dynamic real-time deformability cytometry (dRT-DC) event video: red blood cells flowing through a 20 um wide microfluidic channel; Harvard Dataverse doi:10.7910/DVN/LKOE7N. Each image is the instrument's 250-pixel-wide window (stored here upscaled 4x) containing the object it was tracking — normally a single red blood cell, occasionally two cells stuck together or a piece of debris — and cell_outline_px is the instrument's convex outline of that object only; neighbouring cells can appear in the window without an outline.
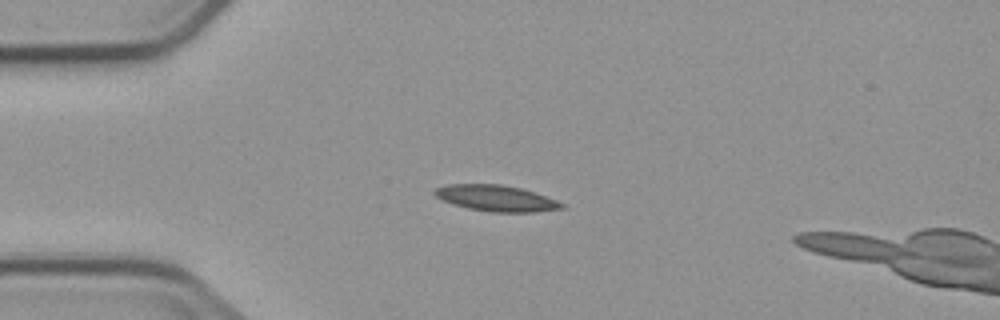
{"species": "common noctule bat (a hibernating species)", "species_latin": "Nyctalus noctula", "temperature_condition": "cold", "stored_images_in_passage": 7, "camera_frame_rate_fps": 3000, "um_per_image_px": 0.085, "animal": {"sex": "male", "body_mass_g": 23.1, "forearm_length_mm": 52.7}, "frame": {"image": 1, "passage_image": 2, "time_ms": 2.0, "image_size_px": [1000, 320], "cell_outline_px": [[564, 208], [532, 212], [492, 212], [468, 208], [452, 204], [436, 196], [432, 192], [436, 188], [448, 184], [500, 184], [520, 188], [536, 192], [556, 200], [564, 204]], "centroid_in_image_um": [42.17, 16.84], "position_along_channel_um": 42.8, "area_um2": 19.19}}
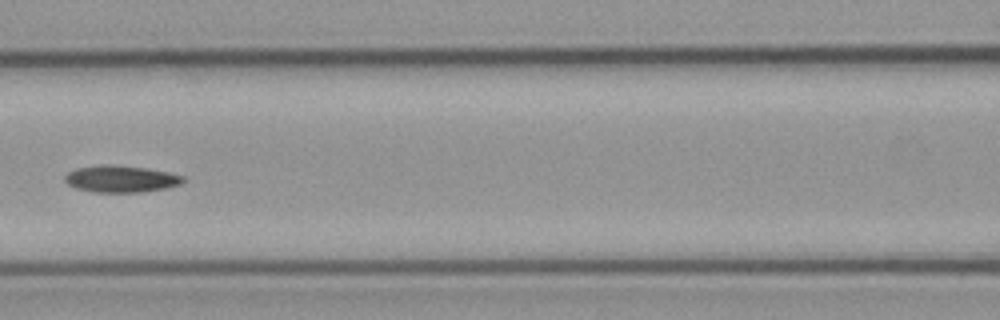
{"frame": {"image": 2, "passage_image": 5, "time_ms": 5.667, "image_size_px": [1000, 320], "cell_outline_px": [[184, 180], [180, 184], [164, 188], [140, 192], [92, 192], [76, 188], [68, 184], [64, 180], [64, 176], [68, 172], [76, 168], [144, 168], [168, 172], [184, 176]], "centroid_in_image_um": [10.29, 15.27], "position_along_channel_um": 156.3, "area_um2": 17.28}}
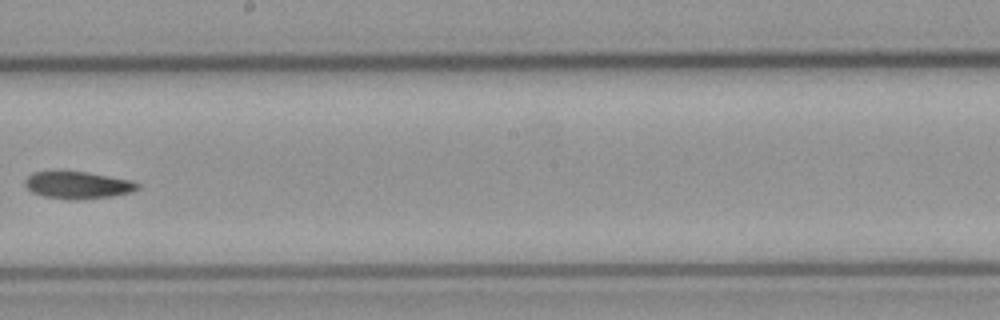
{"frame": {"image": 3, "passage_image": 7, "time_ms": 8.0, "image_size_px": [1000, 320], "cell_outline_px": [[140, 188], [132, 192], [112, 196], [80, 200], [68, 200], [44, 196], [32, 192], [24, 184], [24, 180], [28, 176], [36, 172], [88, 172], [132, 180], [140, 184]], "centroid_in_image_um": [6.66, 15.75], "position_along_channel_um": 241.5, "area_um2": 17.86}}